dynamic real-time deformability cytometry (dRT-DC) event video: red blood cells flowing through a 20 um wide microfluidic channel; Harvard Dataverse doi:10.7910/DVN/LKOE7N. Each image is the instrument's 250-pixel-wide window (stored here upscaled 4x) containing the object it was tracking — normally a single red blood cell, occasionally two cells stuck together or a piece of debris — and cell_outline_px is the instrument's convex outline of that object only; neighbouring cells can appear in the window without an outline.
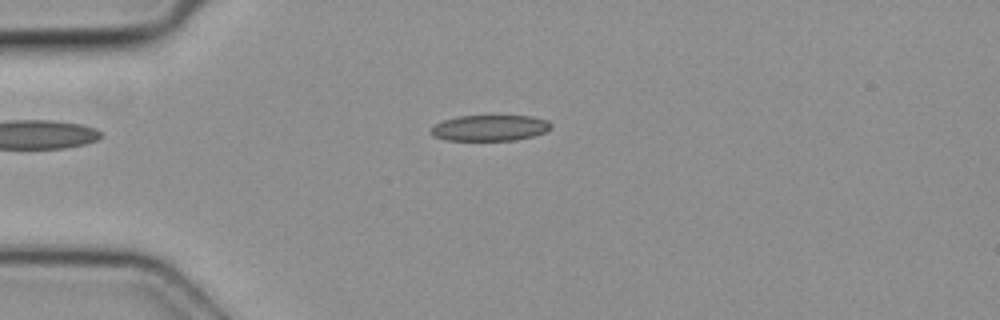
{"species": "common noctule bat (a hibernating species)", "species_latin": "Nyctalus noctula", "temperature_condition": "cold", "stored_images_in_passage": 4, "camera_frame_rate_fps": 3000, "um_per_image_px": 0.085, "animal": {"sex": "female", "body_mass_g": 19.3, "forearm_length_mm": 54.1}, "frame": {"image": 1, "passage_image": 3, "time_ms": 0.667, "image_size_px": [1000, 320], "cell_outline_px": [[552, 128], [548, 132], [516, 140], [444, 140], [432, 136], [432, 128], [436, 124], [444, 120], [460, 116], [532, 116], [548, 120], [552, 124]], "centroid_in_image_um": [41.7, 10.88], "position_along_channel_um": 43.3, "area_um2": 18.15}}
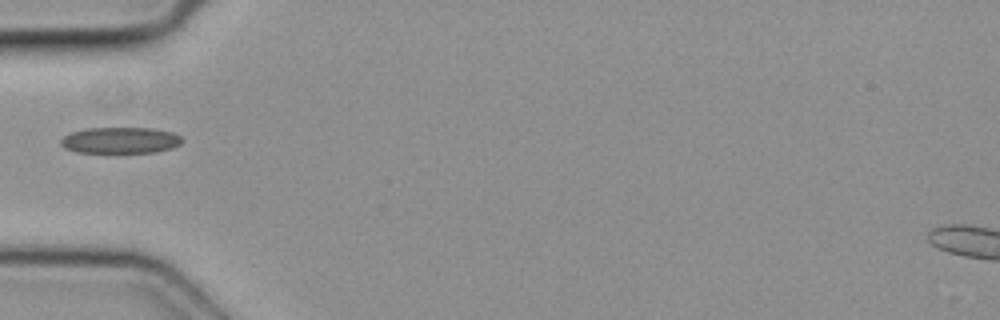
{"frame": {"image": 2, "passage_image": 4, "time_ms": 1.0, "image_size_px": [1000, 320], "cell_outline_px": [[180, 144], [172, 148], [156, 152], [76, 152], [64, 148], [60, 144], [60, 140], [64, 136], [72, 132], [88, 128], [152, 128], [172, 132], [180, 136]], "centroid_in_image_um": [10.2, 11.92], "position_along_channel_um": 74.8, "area_um2": 18.38}}